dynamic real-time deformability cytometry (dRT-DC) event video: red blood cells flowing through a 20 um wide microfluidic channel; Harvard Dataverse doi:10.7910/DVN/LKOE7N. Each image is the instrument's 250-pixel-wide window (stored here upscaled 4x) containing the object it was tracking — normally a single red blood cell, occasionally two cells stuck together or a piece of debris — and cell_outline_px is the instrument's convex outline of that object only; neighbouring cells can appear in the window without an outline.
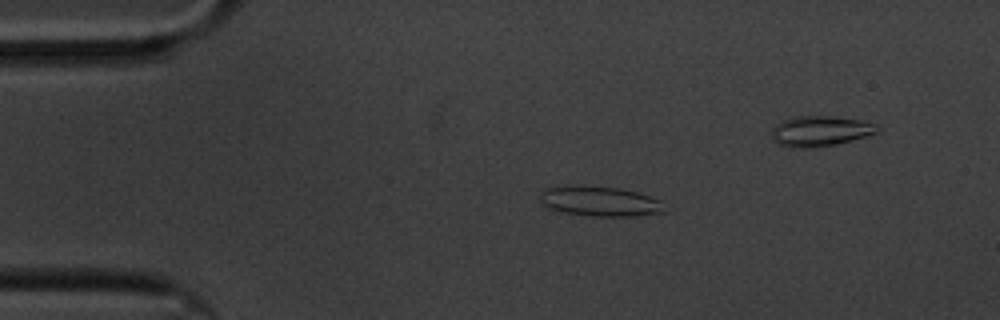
{"species": "common noctule bat (a hibernating species)", "species_latin": "Nyctalus noctula", "temperature_condition": "cold", "stored_images_in_passage": 51, "camera_frame_rate_fps": 3000, "um_per_image_px": 0.085, "animal": {"sex": "male", "body_mass_g": 20.1, "forearm_length_mm": 53.5}, "frame": {"image": 1, "passage_image": 3, "time_ms": 0.667, "image_size_px": [1000, 320], "cell_outline_px": [[668, 212], [636, 216], [592, 216], [564, 212], [548, 208], [540, 204], [540, 192], [544, 188], [568, 184], [572, 184], [620, 188], [636, 192], [660, 200]], "centroid_in_image_um": [50.95, 17.1], "position_along_channel_um": 34.1, "area_um2": 22.2}}
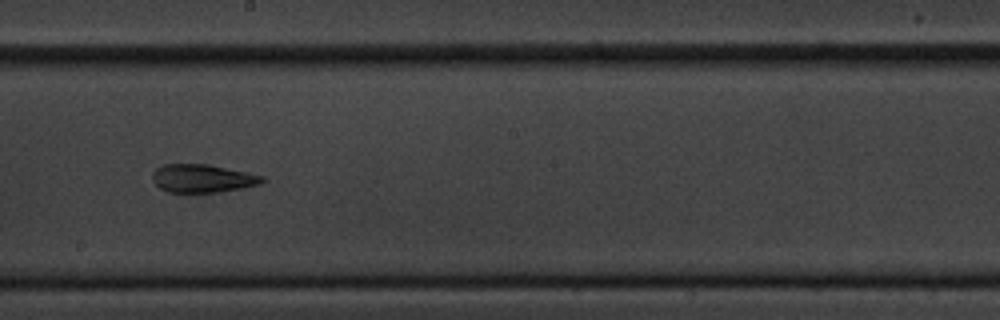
{"frame": {"image": 2, "passage_image": 24, "time_ms": 7.667, "image_size_px": [1000, 320], "cell_outline_px": [[268, 180], [260, 184], [244, 188], [220, 192], [168, 192], [160, 188], [152, 180], [152, 172], [156, 168], [164, 164], [208, 164], [264, 176]], "centroid_in_image_um": [17.23, 15.16], "position_along_channel_um": 231.0, "area_um2": 18.15}}
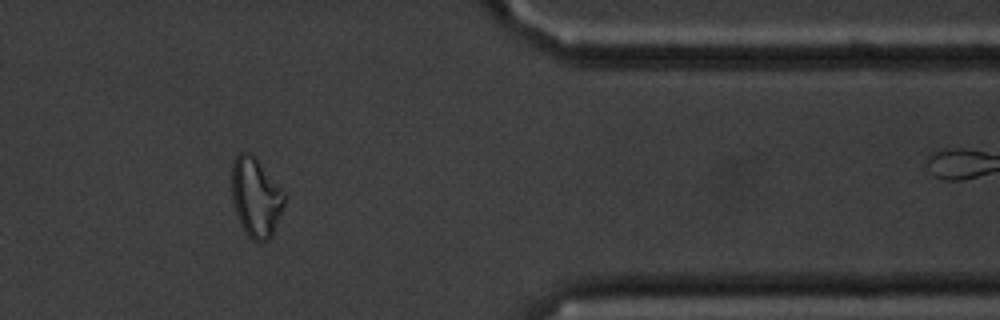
{"frame": {"image": 3, "passage_image": 40, "time_ms": 13.0, "image_size_px": [1000, 320], "cell_outline_px": [[288, 196], [272, 236], [268, 240], [252, 240], [244, 232], [240, 224], [232, 200], [232, 160], [240, 152], [248, 152], [256, 156]], "centroid_in_image_um": [21.76, 16.74], "position_along_channel_um": 389.6, "area_um2": 24.68}, "authors_computed_cell_mechanics": {"area_um2": 19.0162, "velocity_mm_per_s": 3.3598, "shape_relaxation_time_tau1_ms": null, "shape_relaxation_time_tau2_ms": 4.864, "deformation_change_tau1": null, "deformation_change_tau2": 0.1565}}